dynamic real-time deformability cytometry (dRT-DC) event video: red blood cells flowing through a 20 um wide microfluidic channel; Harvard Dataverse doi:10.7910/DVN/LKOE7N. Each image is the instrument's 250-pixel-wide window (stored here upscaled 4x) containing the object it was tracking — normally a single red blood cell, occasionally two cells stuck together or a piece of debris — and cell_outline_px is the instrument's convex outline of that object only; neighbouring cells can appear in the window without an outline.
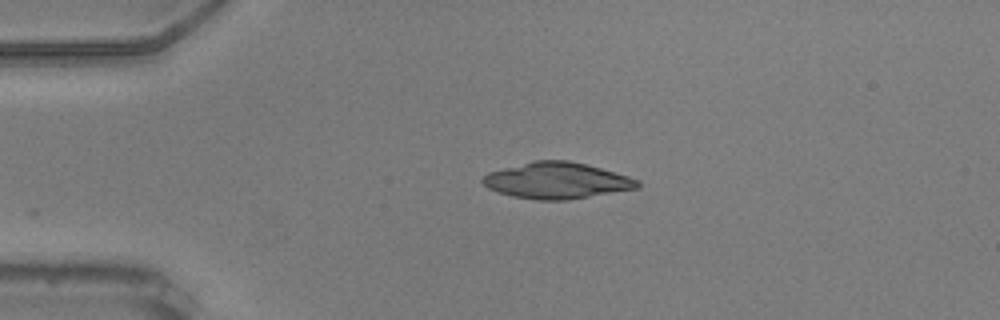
{"species": "common noctule bat (a hibernating species)", "species_latin": "Nyctalus noctula", "temperature_condition": "warm", "stored_images_in_passage": 29, "camera_frame_rate_fps": 3000, "um_per_image_px": 0.085, "animal": {"sex": "male", "body_mass_g": 20.5, "forearm_length_mm": 52.5}, "frame": {"image": 1, "passage_image": 1, "time_ms": 0.0, "image_size_px": [1000, 320], "cell_outline_px": [[640, 188], [568, 200], [536, 200], [512, 196], [488, 188], [480, 180], [488, 172], [532, 160], [568, 160], [588, 164], [628, 176], [640, 180]], "centroid_in_image_um": [47.35, 15.34], "position_along_channel_um": 37.6, "area_um2": 32.89}}